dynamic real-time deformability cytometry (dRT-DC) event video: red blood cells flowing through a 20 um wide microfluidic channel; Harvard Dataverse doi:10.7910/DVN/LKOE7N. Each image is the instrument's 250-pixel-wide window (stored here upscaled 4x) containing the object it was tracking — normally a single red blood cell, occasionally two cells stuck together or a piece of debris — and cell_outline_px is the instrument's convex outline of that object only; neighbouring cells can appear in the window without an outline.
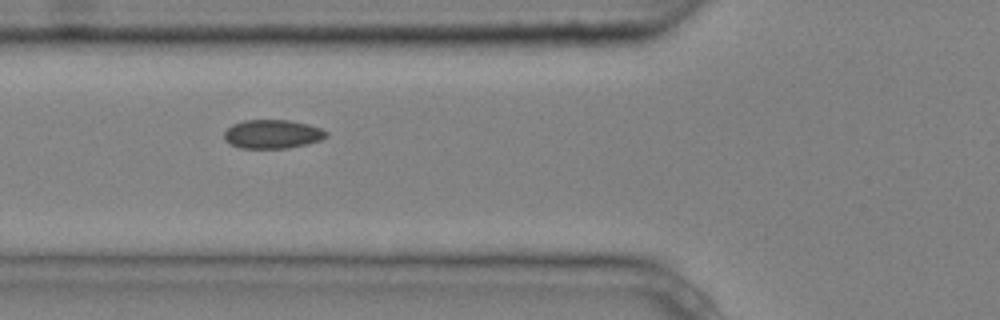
{"species": "common noctule bat (a hibernating species)", "species_latin": "Nyctalus noctula", "temperature_condition": "cold", "stored_images_in_passage": 6, "camera_frame_rate_fps": 3000, "um_per_image_px": 0.085, "animal": {"sex": "male", "body_mass_g": 20.4}, "frame": {"image": 1, "passage_image": 6, "time_ms": 1.667, "image_size_px": [1000, 320], "cell_outline_px": [[328, 136], [320, 140], [308, 144], [288, 148], [240, 148], [228, 144], [224, 140], [224, 132], [232, 124], [244, 120], [288, 120], [308, 124], [320, 128], [328, 132]], "centroid_in_image_um": [23.14, 11.4], "position_along_channel_um": 102.7, "area_um2": 17.28}}